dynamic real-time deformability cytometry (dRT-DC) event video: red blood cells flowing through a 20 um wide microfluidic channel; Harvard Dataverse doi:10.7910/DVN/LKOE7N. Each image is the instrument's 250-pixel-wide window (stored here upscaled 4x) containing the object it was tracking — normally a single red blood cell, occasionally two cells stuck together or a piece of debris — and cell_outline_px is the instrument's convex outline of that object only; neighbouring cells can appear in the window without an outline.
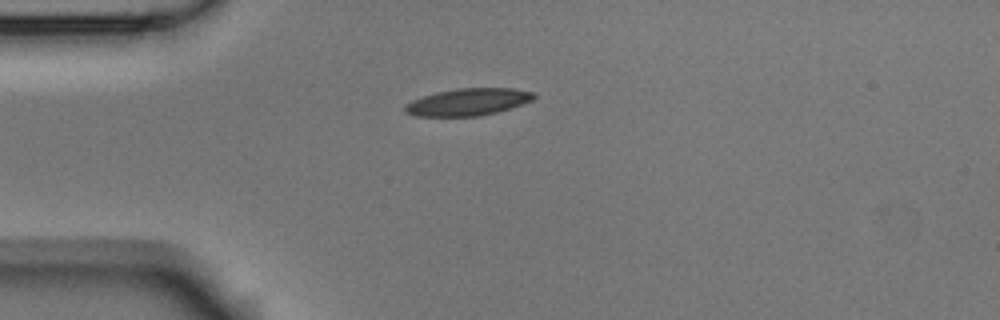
{"species": "Egyptian fruit bat (a non-hibernating species)", "species_latin": "Rousettus aegyptiacus", "temperature_condition": "room temperature", "stored_images_in_passage": 4, "camera_frame_rate_fps": 3000, "um_per_image_px": 0.085, "animal": {"sex": "male"}, "frame": {"image": 1, "passage_image": 1, "time_ms": 0.0, "image_size_px": [1000, 320], "cell_outline_px": [[536, 96], [532, 100], [496, 112], [480, 116], [416, 116], [404, 112], [404, 104], [412, 100], [436, 92], [456, 88], [512, 88], [536, 92]], "centroid_in_image_um": [39.76, 8.66], "position_along_channel_um": 45.2, "area_um2": 20.35}}
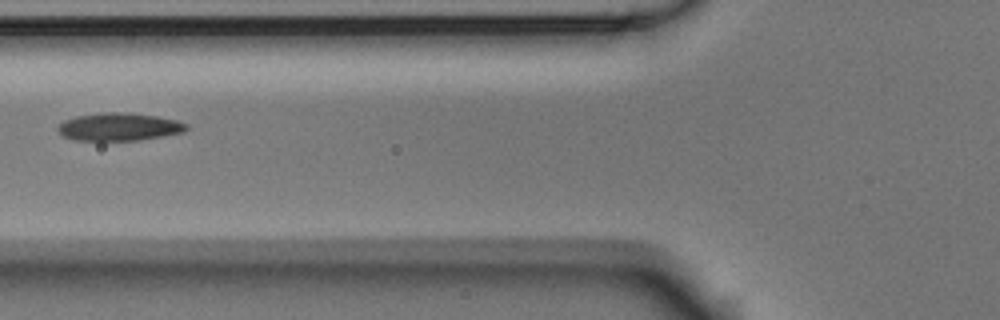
{"frame": {"image": 2, "passage_image": 3, "time_ms": 0.667, "image_size_px": [1000, 320], "cell_outline_px": [[188, 128], [184, 132], [140, 140], [72, 140], [64, 136], [56, 128], [64, 120], [76, 116], [104, 112], [128, 112], [156, 116], [176, 120], [188, 124]], "centroid_in_image_um": [10.13, 10.77], "position_along_channel_um": 115.7, "area_um2": 20.81}}
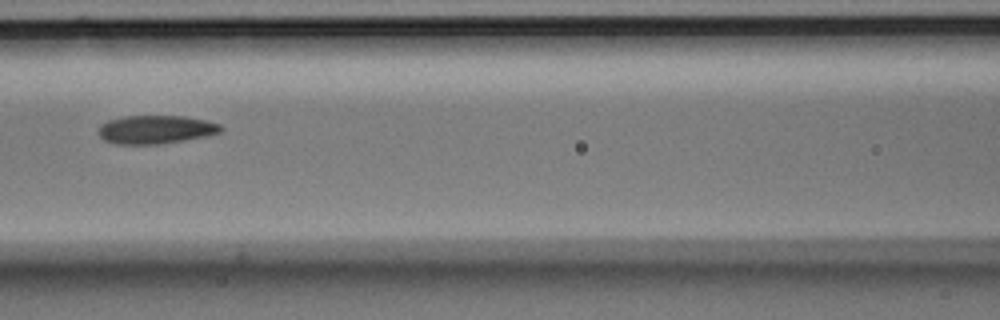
{"frame": {"image": 3, "passage_image": 4, "time_ms": 1.0, "image_size_px": [1000, 320], "cell_outline_px": [[224, 128], [220, 132], [208, 136], [160, 144], [116, 144], [104, 140], [96, 132], [100, 124], [108, 120], [124, 116], [184, 116], [204, 120], [220, 124]], "centroid_in_image_um": [13.21, 11.01], "position_along_channel_um": 153.4, "area_um2": 20.4}}